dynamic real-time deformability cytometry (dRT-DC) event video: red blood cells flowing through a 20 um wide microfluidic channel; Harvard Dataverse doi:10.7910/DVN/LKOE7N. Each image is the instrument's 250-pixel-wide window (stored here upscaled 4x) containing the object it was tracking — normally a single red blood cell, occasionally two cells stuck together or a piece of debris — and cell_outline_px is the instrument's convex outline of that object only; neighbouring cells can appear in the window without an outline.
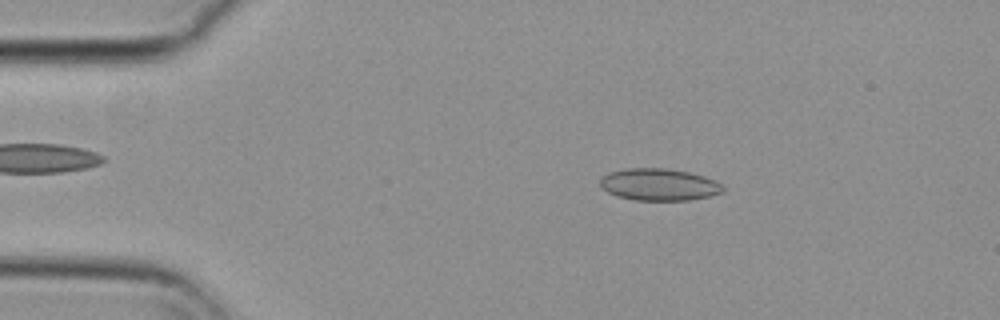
{"species": "common noctule bat (a hibernating species)", "species_latin": "Nyctalus noctula", "temperature_condition": "cold", "stored_images_in_passage": 54, "camera_frame_rate_fps": 3000, "um_per_image_px": 0.085, "animal": {"sex": "female", "body_mass_g": 29.2, "forearm_length_mm": 56.3}, "frame": {"image": 1, "passage_image": 8, "time_ms": 2.333, "image_size_px": [1000, 320], "cell_outline_px": [[724, 192], [708, 196], [688, 200], [636, 200], [616, 196], [600, 188], [600, 180], [608, 172], [624, 168], [668, 168], [688, 172], [704, 176], [720, 184], [724, 188]], "centroid_in_image_um": [55.97, 15.68], "position_along_channel_um": 29.0, "area_um2": 22.89}}
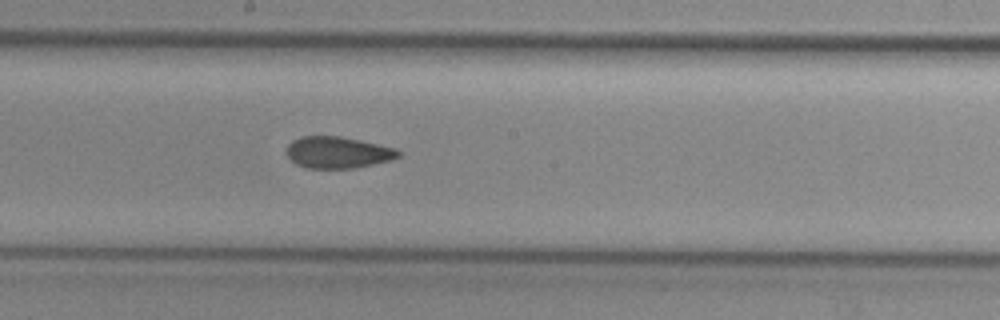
{"frame": {"image": 2, "passage_image": 28, "time_ms": 9.0, "image_size_px": [1000, 320], "cell_outline_px": [[400, 156], [392, 160], [356, 168], [304, 168], [296, 164], [288, 156], [288, 144], [292, 140], [300, 136], [340, 136], [396, 148], [400, 152]], "centroid_in_image_um": [28.72, 12.96], "position_along_channel_um": 219.5, "area_um2": 20.58}}
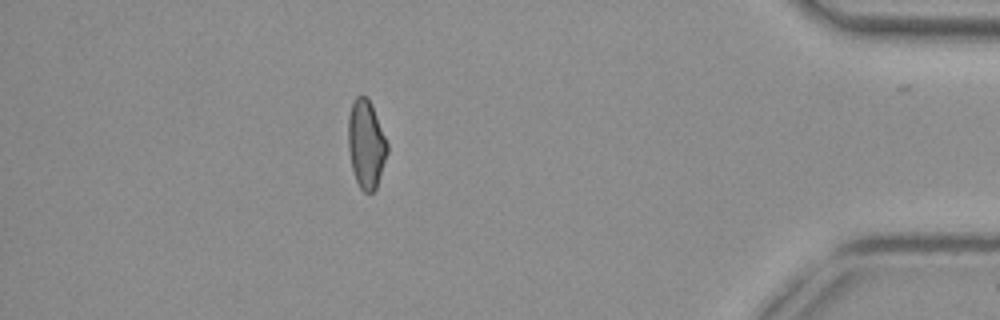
{"frame": {"image": 3, "passage_image": 47, "time_ms": 15.333, "image_size_px": [1000, 320], "cell_outline_px": [[388, 152], [376, 188], [372, 192], [364, 192], [360, 188], [356, 180], [352, 168], [348, 148], [348, 116], [352, 100], [356, 96], [368, 96], [372, 104], [388, 144]], "centroid_in_image_um": [31.11, 12.21], "position_along_channel_um": 404.1, "area_um2": 20.23}, "authors_computed_cell_mechanics": {"area_um2": 21.1837, "velocity_mm_per_s": 3.6857, "shape_relaxation_time_tau1_ms": null, "shape_relaxation_time_tau2_ms": 3.2542, "deformation_change_tau1": null, "deformation_change_tau2": 0.1083}}